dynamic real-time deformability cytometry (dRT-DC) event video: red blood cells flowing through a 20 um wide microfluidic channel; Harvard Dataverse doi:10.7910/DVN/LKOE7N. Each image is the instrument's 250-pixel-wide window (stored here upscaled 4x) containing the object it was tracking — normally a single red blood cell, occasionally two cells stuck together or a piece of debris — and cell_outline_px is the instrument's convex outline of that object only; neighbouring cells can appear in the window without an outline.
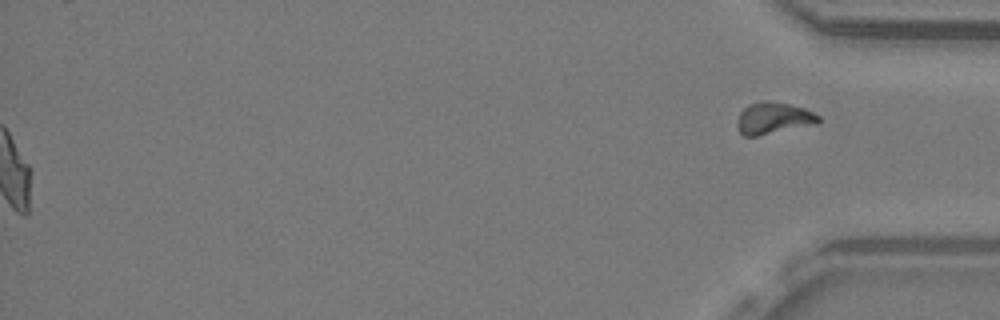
{"species": "common noctule bat (a hibernating species)", "species_latin": "Nyctalus noctula", "temperature_condition": "warm", "stored_images_in_passage": 52, "segment_of_instrument_passage": [2, 2], "camera_frame_rate_fps": 3000, "um_per_image_px": 0.085, "animal": {"sex": "male", "body_mass_g": 19.2, "forearm_length_mm": 51.8}, "frame": {"image": 1, "passage_image": 52, "time_ms": 17.0, "image_size_px": [1000, 320], "cell_outline_px": [[820, 124], [756, 136], [744, 136], [736, 128], [736, 120], [740, 112], [748, 104], [760, 100], [768, 100], [788, 104], [804, 108], [820, 116]], "centroid_in_image_um": [65.73, 10.05], "position_along_channel_um": 369.5, "area_um2": 15.37}}